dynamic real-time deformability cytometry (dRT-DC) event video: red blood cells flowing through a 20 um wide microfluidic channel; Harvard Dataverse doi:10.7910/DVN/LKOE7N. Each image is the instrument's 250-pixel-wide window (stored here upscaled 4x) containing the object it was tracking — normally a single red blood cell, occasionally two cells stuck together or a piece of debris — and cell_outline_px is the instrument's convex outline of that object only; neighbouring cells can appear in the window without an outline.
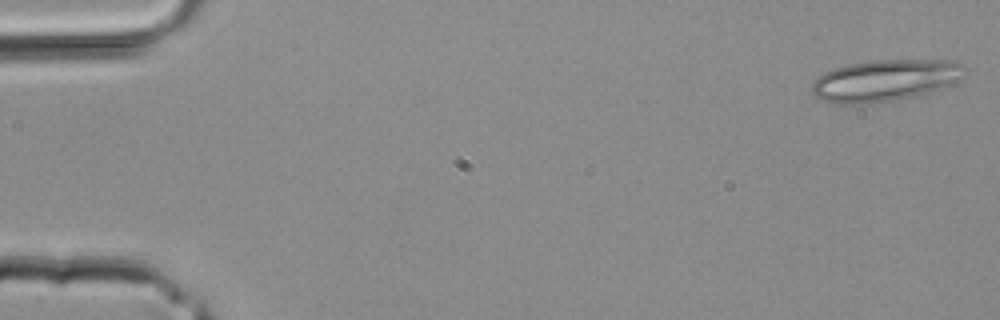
{"species": "common noctule bat (a hibernating species)", "species_latin": "Nyctalus noctula", "temperature_condition": "room temperature", "stored_images_in_passage": 39, "camera_frame_rate_fps": 3000, "um_per_image_px": 0.085, "animal": {"sex": "male", "body_mass_g": 20.4}, "frame": {"image": 1, "passage_image": 1, "time_ms": 0.0, "image_size_px": [1000, 320], "cell_outline_px": [[968, 72], [960, 80], [952, 84], [928, 92], [868, 104], [832, 104], [816, 96], [812, 92], [812, 84], [816, 76], [824, 72], [848, 64], [872, 60], [956, 60], [964, 64], [968, 68]], "centroid_in_image_um": [75.26, 6.81], "position_along_channel_um": 9.7, "area_um2": 37.17}}
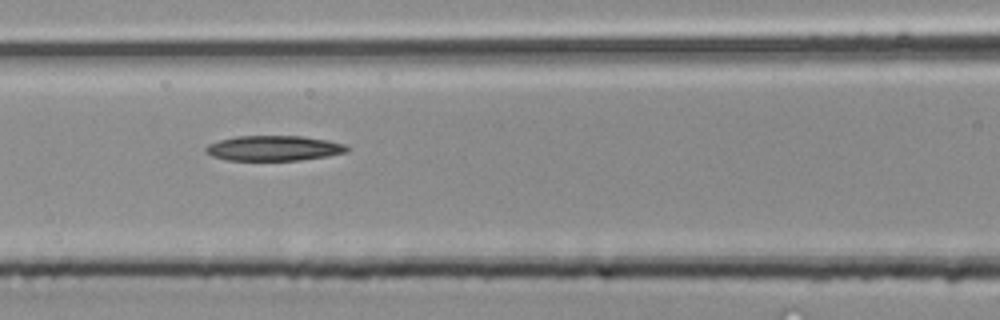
{"frame": {"image": 2, "passage_image": 17, "time_ms": 5.333, "image_size_px": [1000, 320], "cell_outline_px": [[352, 148], [348, 152], [328, 156], [300, 160], [228, 160], [212, 156], [204, 152], [204, 148], [208, 144], [220, 140], [236, 136], [304, 136], [328, 140], [344, 144]], "centroid_in_image_um": [23.3, 12.59], "position_along_channel_um": 143.3, "area_um2": 20.87}}
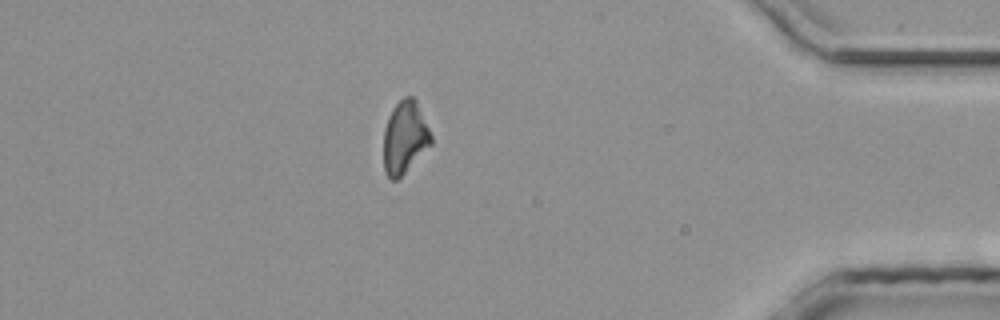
{"frame": {"image": 3, "passage_image": 34, "time_ms": 11.0, "image_size_px": [1000, 320], "cell_outline_px": [[432, 144], [396, 180], [392, 180], [384, 172], [384, 128], [388, 116], [392, 108], [404, 96], [412, 96], [416, 100], [432, 136]], "centroid_in_image_um": [34.4, 11.65], "position_along_channel_um": 400.8, "area_um2": 19.88}}